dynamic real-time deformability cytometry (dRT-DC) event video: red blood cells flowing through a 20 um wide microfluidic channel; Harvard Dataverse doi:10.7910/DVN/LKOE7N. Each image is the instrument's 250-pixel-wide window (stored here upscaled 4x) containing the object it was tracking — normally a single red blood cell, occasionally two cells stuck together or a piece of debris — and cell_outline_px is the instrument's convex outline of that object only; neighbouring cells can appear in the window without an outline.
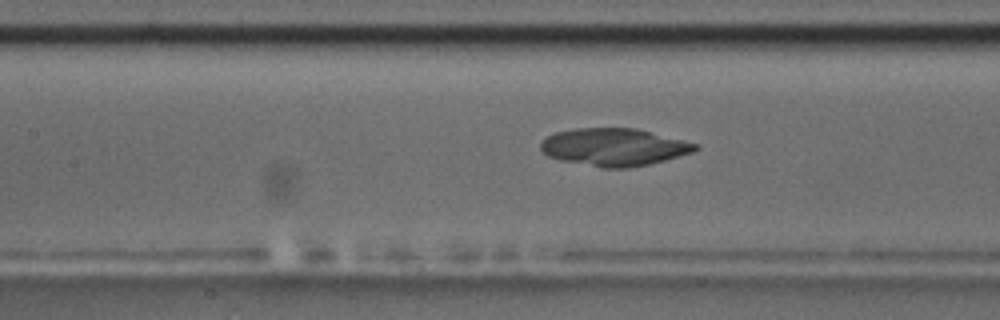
{"species": "common noctule bat (a hibernating species)", "species_latin": "Nyctalus noctula", "temperature_condition": "room temperature", "stored_images_in_passage": 45, "camera_frame_rate_fps": 3000, "um_per_image_px": 0.085, "animal": {"sex": "male", "body_mass_g": 17.5, "forearm_length_mm": 52.3}, "frame": {"image": 1, "passage_image": 20, "time_ms": 6.333, "image_size_px": [1000, 320], "cell_outline_px": [[700, 148], [692, 152], [664, 160], [648, 164], [628, 168], [604, 168], [560, 160], [548, 156], [540, 148], [540, 144], [548, 136], [556, 132], [572, 128], [636, 128], [700, 144]], "centroid_in_image_um": [52.21, 12.49], "position_along_channel_um": 155.2, "area_um2": 33.76}}
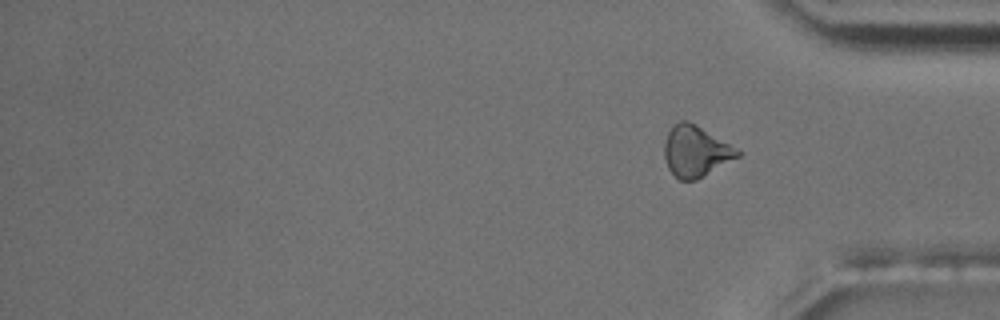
{"frame": {"image": 2, "passage_image": 45, "time_ms": 14.667, "image_size_px": [1000, 320], "cell_outline_px": [[740, 156], [696, 180], [680, 180], [668, 168], [664, 156], [664, 144], [668, 132], [672, 124], [680, 120], [688, 120], [696, 124], [728, 144], [740, 152]], "centroid_in_image_um": [59.09, 12.85], "position_along_channel_um": 376.1, "area_um2": 21.44}}